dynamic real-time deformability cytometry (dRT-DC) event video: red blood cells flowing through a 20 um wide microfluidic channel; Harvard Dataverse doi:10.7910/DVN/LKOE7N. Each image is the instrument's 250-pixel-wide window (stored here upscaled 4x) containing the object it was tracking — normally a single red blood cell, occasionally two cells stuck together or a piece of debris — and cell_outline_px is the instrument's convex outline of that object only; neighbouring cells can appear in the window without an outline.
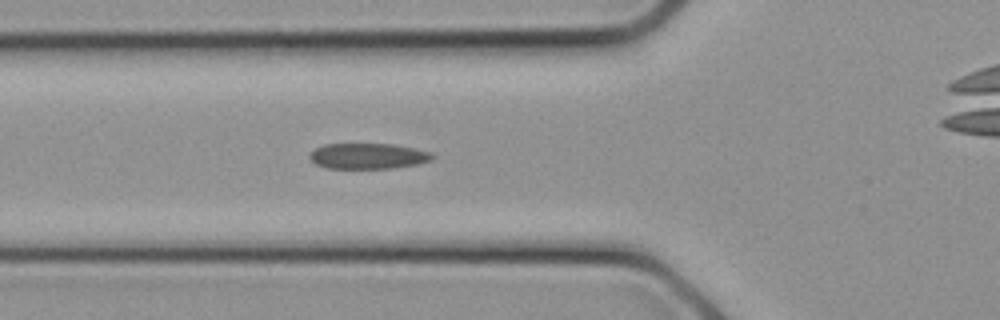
{"species": "common noctule bat (a hibernating species)", "species_latin": "Nyctalus noctula", "temperature_condition": "cold", "stored_images_in_passage": 8, "camera_frame_rate_fps": 3000, "um_per_image_px": 0.085, "animal": {"sex": "female", "body_mass_g": 21.9}, "frame": {"image": 1, "passage_image": 8, "time_ms": 2.333, "image_size_px": [1000, 320], "cell_outline_px": [[436, 156], [432, 160], [416, 164], [392, 168], [324, 168], [316, 164], [308, 156], [308, 152], [324, 144], [392, 144], [416, 148], [432, 152]], "centroid_in_image_um": [31.28, 13.26], "position_along_channel_um": 94.5, "area_um2": 18.5}}